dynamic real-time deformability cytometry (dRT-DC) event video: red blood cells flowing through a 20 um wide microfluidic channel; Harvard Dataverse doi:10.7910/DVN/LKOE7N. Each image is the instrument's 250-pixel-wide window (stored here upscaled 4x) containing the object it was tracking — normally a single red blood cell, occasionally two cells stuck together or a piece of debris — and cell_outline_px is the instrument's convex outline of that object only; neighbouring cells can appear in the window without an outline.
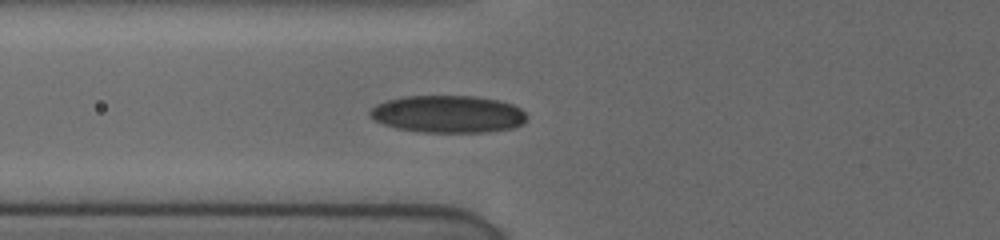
{"species": "human", "species_latin": "Homo sapiens", "temperature_condition": "cold", "stored_images_in_passage": 34, "camera_frame_rate_fps": 3000, "um_per_image_px": 0.085, "donor": {"sex": "female"}, "frame": {"image": 1, "passage_image": 11, "time_ms": 7.667, "image_size_px": [1000, 240], "cell_outline_px": [[528, 116], [524, 124], [512, 128], [484, 132], [424, 132], [396, 128], [384, 124], [368, 116], [368, 112], [376, 104], [388, 100], [404, 96], [476, 96], [496, 100], [512, 104], [520, 108]], "centroid_in_image_um": [38.08, 9.7], "position_along_channel_um": 87.7, "area_um2": 34.1}}
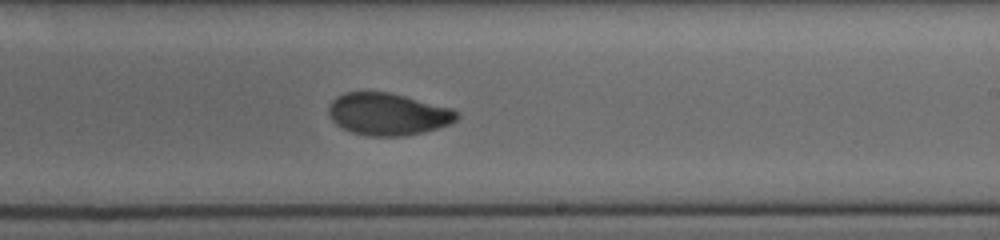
{"frame": {"image": 2, "passage_image": 17, "time_ms": 12.0, "image_size_px": [1000, 240], "cell_outline_px": [[460, 116], [456, 120], [448, 124], [424, 132], [404, 136], [368, 136], [352, 132], [336, 124], [328, 116], [328, 104], [336, 96], [344, 92], [388, 92], [452, 108], [460, 112]], "centroid_in_image_um": [32.95, 9.7], "position_along_channel_um": 256.0, "area_um2": 31.56}}
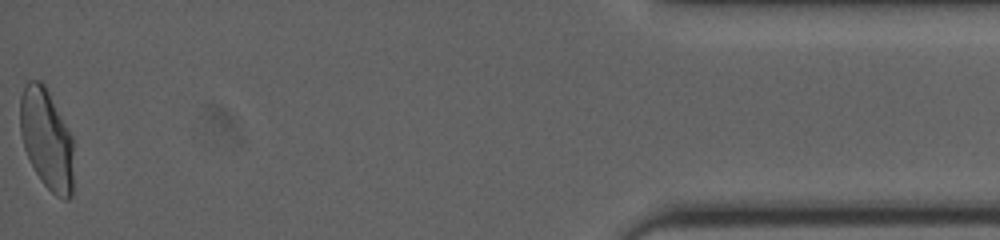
{"frame": {"image": 3, "passage_image": 34, "time_ms": 18.333, "image_size_px": [1000, 240], "cell_outline_px": [[72, 196], [68, 200], [64, 200], [56, 196], [40, 180], [24, 148], [20, 132], [20, 96], [24, 84], [28, 80], [40, 80], [44, 84], [72, 136]], "centroid_in_image_um": [3.95, 11.81], "position_along_channel_um": 431.3, "area_um2": 31.15}, "authors_computed_cell_mechanics": {"area_um2": 30.6629, "velocity_mm_per_s": 3.8742, "shape_relaxation_time_tau1_ms": 6.104, "shape_relaxation_time_tau2_ms": 1.367, "deformation_change_tau1": 0.1696, "deformation_change_tau2": 0.0538}}